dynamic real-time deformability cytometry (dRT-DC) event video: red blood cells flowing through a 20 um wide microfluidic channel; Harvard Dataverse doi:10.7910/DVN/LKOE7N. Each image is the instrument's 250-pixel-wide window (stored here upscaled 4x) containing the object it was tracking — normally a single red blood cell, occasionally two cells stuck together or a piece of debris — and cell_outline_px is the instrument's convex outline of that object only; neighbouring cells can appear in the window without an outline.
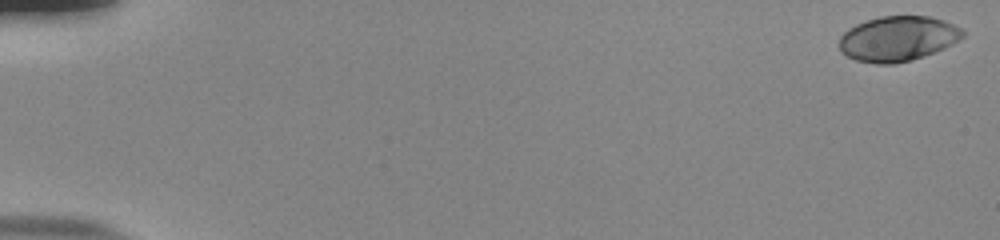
{"species": "human", "species_latin": "Homo sapiens", "temperature_condition": "room temperature", "stored_images_in_passage": 55, "camera_frame_rate_fps": 3000, "um_per_image_px": 0.085, "donor": {"sex": "male"}, "frame": {"image": 1, "passage_image": 1, "time_ms": 0.0, "image_size_px": [1000, 240], "cell_outline_px": [[964, 36], [960, 40], [944, 48], [924, 56], [912, 60], [892, 64], [876, 64], [856, 60], [840, 52], [840, 36], [848, 28], [856, 24], [880, 16], [932, 16], [944, 20], [964, 28]], "centroid_in_image_um": [76.34, 3.28], "position_along_channel_um": 8.7, "area_um2": 32.66}}
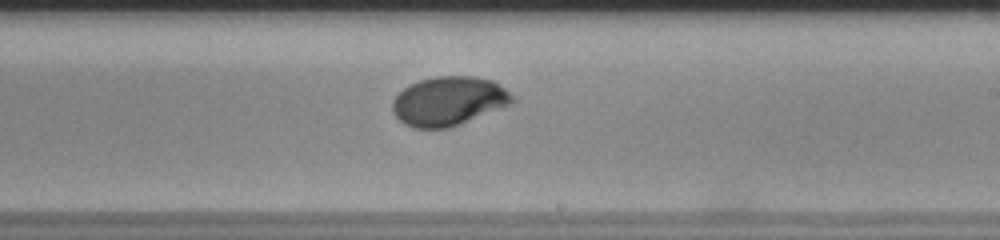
{"frame": {"image": 2, "passage_image": 34, "time_ms": 11.0, "image_size_px": [1000, 240], "cell_outline_px": [[516, 100], [512, 104], [460, 124], [448, 128], [412, 128], [404, 124], [392, 112], [392, 100], [408, 84], [420, 80], [436, 76], [472, 76], [492, 80], [516, 96]], "centroid_in_image_um": [38.15, 8.59], "position_along_channel_um": 250.9, "area_um2": 34.45}}
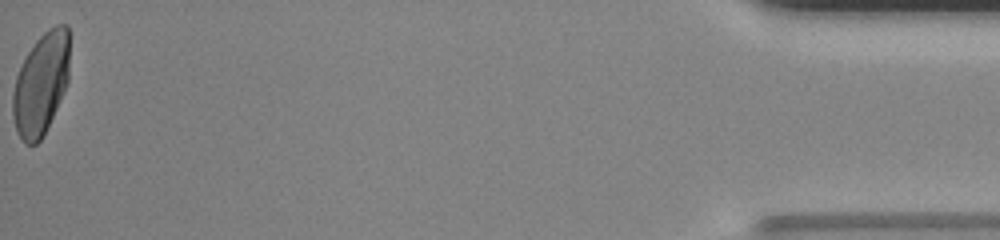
{"frame": {"image": 3, "passage_image": 55, "time_ms": 18.0, "image_size_px": [1000, 240], "cell_outline_px": [[68, 80], [64, 92], [40, 140], [36, 144], [24, 144], [16, 132], [12, 116], [12, 96], [16, 76], [28, 52], [36, 40], [48, 28], [56, 24], [68, 24]], "centroid_in_image_um": [3.46, 7.13], "position_along_channel_um": 431.7, "area_um2": 33.52}, "authors_computed_cell_mechanics": {"area_um2": 33.235, "velocity_mm_per_s": 3.8353, "shape_relaxation_time_tau1_ms": 3.7671, "shape_relaxation_time_tau2_ms": null, "deformation_change_tau1": 0.1694, "deformation_change_tau2": null}}